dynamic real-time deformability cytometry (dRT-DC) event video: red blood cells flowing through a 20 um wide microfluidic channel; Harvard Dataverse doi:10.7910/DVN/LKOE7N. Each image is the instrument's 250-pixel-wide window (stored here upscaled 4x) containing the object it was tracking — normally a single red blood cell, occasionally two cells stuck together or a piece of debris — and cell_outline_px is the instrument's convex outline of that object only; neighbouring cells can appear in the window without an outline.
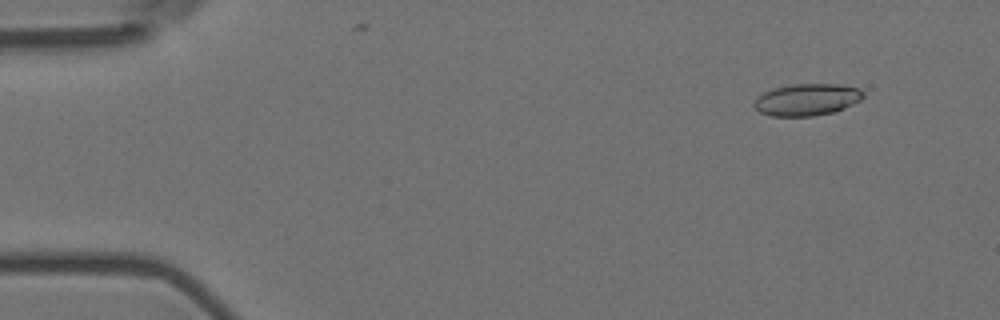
{"species": "Egyptian fruit bat (a non-hibernating species)", "species_latin": "Rousettus aegyptiacus", "temperature_condition": "room temperature", "stored_images_in_passage": 57, "camera_frame_rate_fps": 3000, "um_per_image_px": 0.085, "animal": {"sex": "female"}, "frame": {"image": 1, "passage_image": 6, "time_ms": 1.667, "image_size_px": [1000, 320], "cell_outline_px": [[864, 96], [860, 100], [844, 108], [832, 112], [812, 116], [772, 116], [760, 112], [752, 104], [756, 96], [772, 88], [792, 84], [836, 84], [860, 88], [864, 92]], "centroid_in_image_um": [68.56, 8.46], "position_along_channel_um": 16.4, "area_um2": 20.35}}
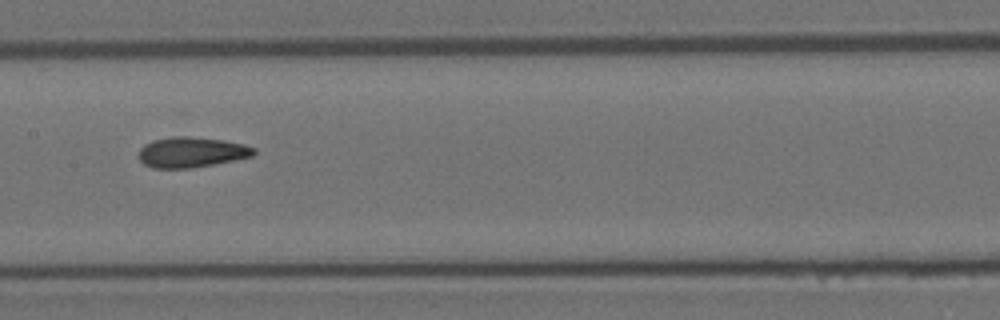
{"frame": {"image": 2, "passage_image": 29, "time_ms": 9.333, "image_size_px": [1000, 320], "cell_outline_px": [[256, 152], [252, 156], [236, 160], [192, 168], [152, 168], [144, 164], [140, 160], [140, 148], [144, 144], [152, 140], [172, 136], [188, 136], [224, 140], [244, 144], [256, 148]], "centroid_in_image_um": [16.29, 12.93], "position_along_channel_um": 191.1, "area_um2": 20.52}}
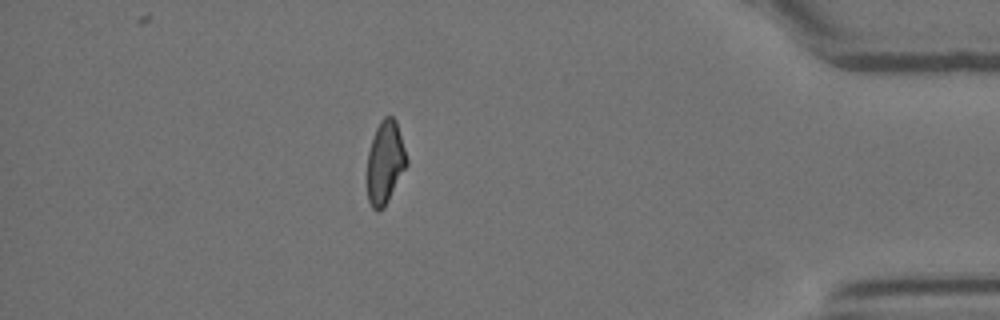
{"frame": {"image": 3, "passage_image": 50, "time_ms": 16.333, "image_size_px": [1000, 320], "cell_outline_px": [[408, 164], [384, 208], [380, 212], [376, 212], [372, 208], [368, 200], [368, 152], [376, 128], [380, 120], [384, 116], [392, 116], [396, 120], [408, 160]], "centroid_in_image_um": [32.74, 13.82], "position_along_channel_um": 402.5, "area_um2": 19.07}, "authors_computed_cell_mechanics": {"area_um2": 19.9988, "velocity_mm_per_s": 3.6235, "shape_relaxation_time_tau1_ms": null, "shape_relaxation_time_tau2_ms": 3.4827, "deformation_change_tau1": null, "deformation_change_tau2": 0.0959}}